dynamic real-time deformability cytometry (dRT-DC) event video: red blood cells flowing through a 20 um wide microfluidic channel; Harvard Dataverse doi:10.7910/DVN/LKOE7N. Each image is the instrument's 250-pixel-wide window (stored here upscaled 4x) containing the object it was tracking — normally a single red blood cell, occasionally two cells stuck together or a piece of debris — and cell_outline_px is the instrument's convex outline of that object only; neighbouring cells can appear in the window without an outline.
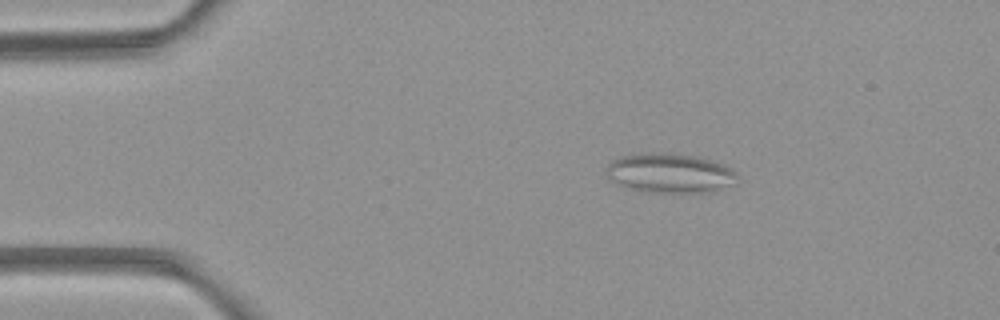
{"species": "common noctule bat (a hibernating species)", "species_latin": "Nyctalus noctula", "temperature_condition": "room temperature", "stored_images_in_passage": 3, "camera_frame_rate_fps": 3000, "um_per_image_px": 0.085, "animal": {"sex": "female", "body_mass_g": 21.9}, "frame": {"image": 1, "passage_image": 1, "time_ms": 0.0, "image_size_px": [1000, 320], "cell_outline_px": [[736, 176], [732, 184], [716, 188], [696, 192], [660, 192], [632, 188], [620, 184], [612, 180], [604, 172], [608, 164], [612, 160], [620, 156], [636, 152], [672, 152], [700, 156], [724, 164], [736, 172]], "centroid_in_image_um": [56.88, 14.64], "position_along_channel_um": 28.1, "area_um2": 29.88}}